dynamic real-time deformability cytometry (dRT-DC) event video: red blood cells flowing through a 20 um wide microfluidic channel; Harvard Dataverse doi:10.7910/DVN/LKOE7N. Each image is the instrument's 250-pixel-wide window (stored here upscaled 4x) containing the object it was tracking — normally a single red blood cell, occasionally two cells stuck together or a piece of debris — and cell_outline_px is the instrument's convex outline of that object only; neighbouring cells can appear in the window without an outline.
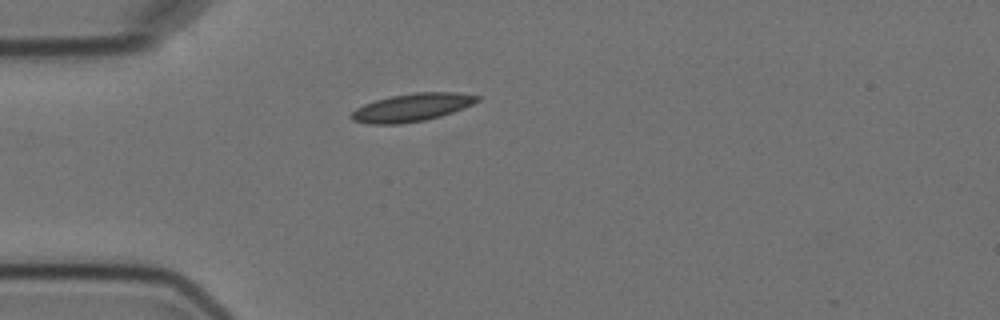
{"species": "Egyptian fruit bat (a non-hibernating species)", "species_latin": "Rousettus aegyptiacus", "temperature_condition": "cold", "stored_images_in_passage": 4, "camera_frame_rate_fps": 3000, "um_per_image_px": 0.085, "animal": {"sex": "female"}, "frame": {"image": 1, "passage_image": 4, "time_ms": 4.667, "image_size_px": [1000, 320], "cell_outline_px": [[480, 100], [464, 108], [440, 116], [424, 120], [400, 124], [368, 124], [352, 120], [348, 116], [356, 108], [364, 104], [376, 100], [392, 96], [416, 92], [460, 92], [480, 96]], "centroid_in_image_um": [35.01, 9.13], "position_along_channel_um": 50.0, "area_um2": 20.52}}